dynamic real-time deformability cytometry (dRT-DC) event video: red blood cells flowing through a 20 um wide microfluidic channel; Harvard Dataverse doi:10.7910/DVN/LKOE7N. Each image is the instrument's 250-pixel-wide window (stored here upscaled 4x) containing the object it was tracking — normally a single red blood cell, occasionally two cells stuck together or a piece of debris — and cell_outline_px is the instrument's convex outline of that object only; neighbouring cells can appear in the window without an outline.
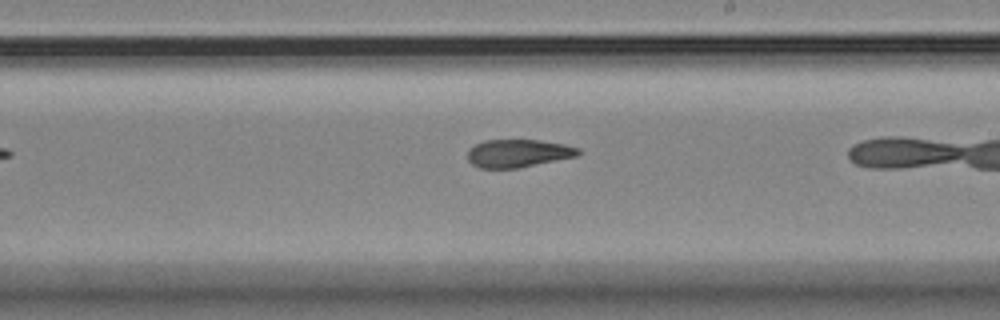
{"species": "Egyptian fruit bat (a non-hibernating species)", "species_latin": "Rousettus aegyptiacus", "temperature_condition": "room temperature", "stored_images_in_passage": 14, "camera_frame_rate_fps": 3000, "um_per_image_px": 0.085, "animal": {"sex": "female"}, "frame": {"image": 1, "passage_image": 12, "time_ms": 3.667, "image_size_px": [1000, 320], "cell_outline_px": [[580, 152], [576, 156], [520, 168], [480, 168], [472, 164], [468, 160], [468, 148], [484, 140], [540, 140], [564, 144], [580, 148]], "centroid_in_image_um": [44.02, 13.03], "position_along_channel_um": 245.0, "area_um2": 18.03}}